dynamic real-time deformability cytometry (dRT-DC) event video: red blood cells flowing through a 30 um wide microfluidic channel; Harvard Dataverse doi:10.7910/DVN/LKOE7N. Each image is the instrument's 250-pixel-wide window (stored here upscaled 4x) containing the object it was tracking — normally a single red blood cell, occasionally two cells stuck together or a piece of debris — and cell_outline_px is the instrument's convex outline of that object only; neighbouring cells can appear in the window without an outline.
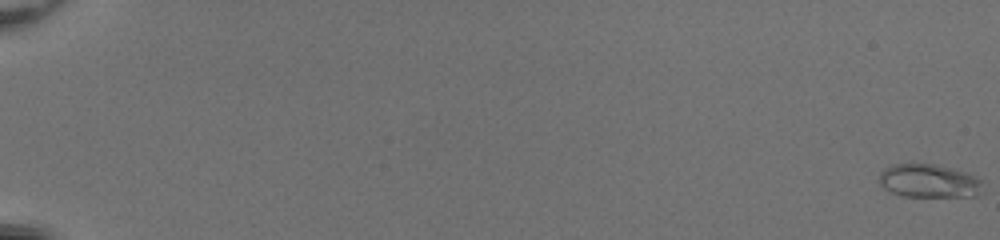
{"species": "common noctule bat (a hibernating species)", "species_latin": "Nyctalus noctula", "temperature_condition": "room temperature", "stored_images_in_passage": 53, "camera_frame_rate_fps": 3000, "um_per_image_px": 0.085, "animal": {"sex": "female", "body_mass_g": 20.0, "forearm_length_mm": 54.0}, "frame": {"image": 1, "passage_image": 1, "time_ms": 0.0, "image_size_px": [1000, 240], "cell_outline_px": [[984, 192], [980, 196], [900, 196], [884, 188], [880, 184], [880, 172], [884, 168], [892, 164], [936, 164], [964, 172], [976, 176], [980, 180]], "centroid_in_image_um": [78.98, 15.39], "position_along_channel_um": 6.0, "area_um2": 20.23}}
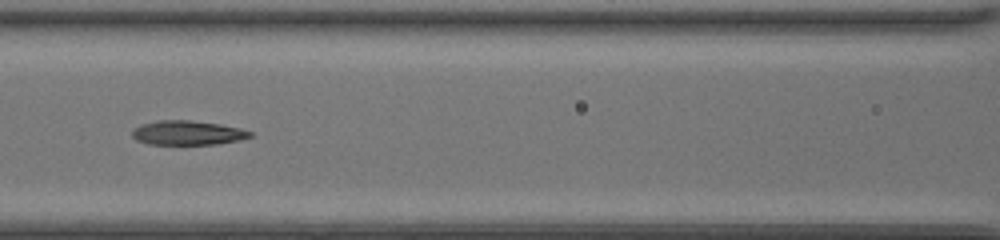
{"frame": {"image": 2, "passage_image": 28, "time_ms": 9.0, "image_size_px": [1000, 240], "cell_outline_px": [[252, 136], [240, 140], [216, 144], [148, 144], [136, 140], [132, 136], [132, 128], [140, 124], [156, 120], [192, 120], [220, 124], [240, 128], [252, 132]], "centroid_in_image_um": [15.91, 11.28], "position_along_channel_um": 150.7, "area_um2": 16.88}}
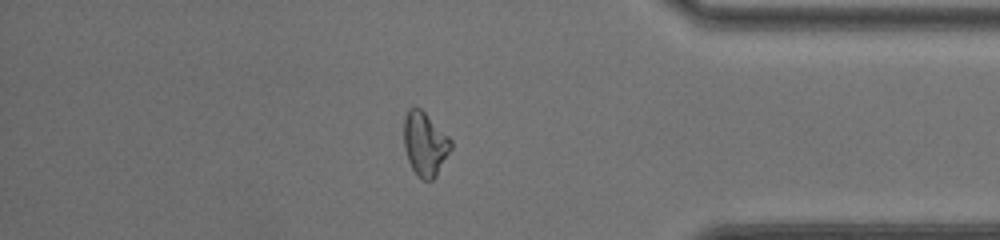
{"frame": {"image": 3, "passage_image": 47, "time_ms": 15.333, "image_size_px": [1000, 240], "cell_outline_px": [[452, 148], [436, 176], [432, 180], [424, 180], [412, 168], [408, 160], [404, 148], [404, 116], [408, 108], [420, 108], [452, 140]], "centroid_in_image_um": [36.12, 12.22], "position_along_channel_um": 399.1, "area_um2": 17.28}, "authors_computed_cell_mechanics": {"area_um2": 17.7446, "velocity_mm_per_s": 4.21, "shape_relaxation_time_tau1_ms": null, "shape_relaxation_time_tau2_ms": 2.8734, "deformation_change_tau1": null, "deformation_change_tau2": 0.0999}}